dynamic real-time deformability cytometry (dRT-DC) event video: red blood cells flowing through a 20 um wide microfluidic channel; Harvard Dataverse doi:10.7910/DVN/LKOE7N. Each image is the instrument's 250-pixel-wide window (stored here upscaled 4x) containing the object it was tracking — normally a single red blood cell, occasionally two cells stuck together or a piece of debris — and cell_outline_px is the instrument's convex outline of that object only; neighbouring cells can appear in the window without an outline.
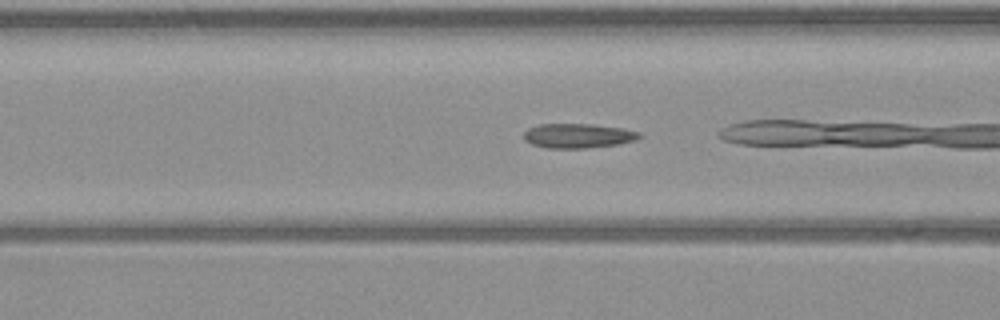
{"species": "common noctule bat (a hibernating species)", "species_latin": "Nyctalus noctula", "temperature_condition": "warm", "stored_images_in_passage": 28, "camera_frame_rate_fps": 3000, "um_per_image_px": 0.085, "animal": {"sex": "male", "body_mass_g": 23.1, "forearm_length_mm": 52.7}, "frame": {"image": 1, "passage_image": 17, "time_ms": 5.333, "image_size_px": [1000, 320], "cell_outline_px": [[644, 136], [636, 140], [620, 144], [588, 148], [548, 148], [532, 144], [524, 140], [524, 132], [528, 128], [540, 124], [592, 124], [624, 128], [640, 132]], "centroid_in_image_um": [49.18, 11.54], "position_along_channel_um": 117.4, "area_um2": 16.7}}
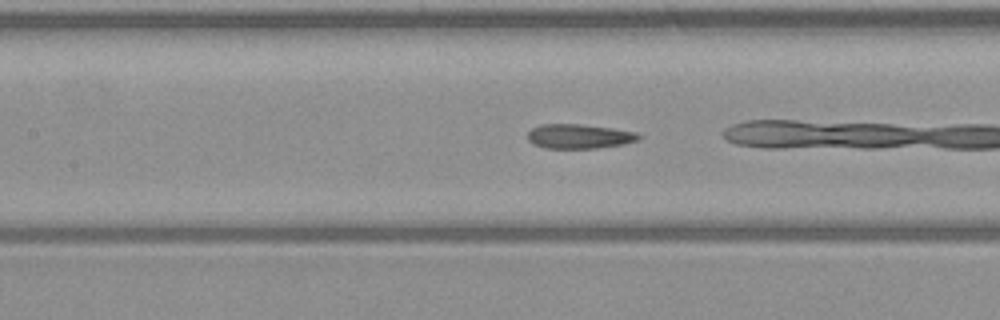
{"frame": {"image": 2, "passage_image": 20, "time_ms": 6.333, "image_size_px": [1000, 320], "cell_outline_px": [[644, 136], [640, 140], [624, 144], [596, 148], [544, 148], [532, 144], [528, 140], [528, 132], [532, 128], [540, 124], [580, 124], [612, 128], [636, 132]], "centroid_in_image_um": [49.25, 11.59], "position_along_channel_um": 158.2, "area_um2": 16.01}}
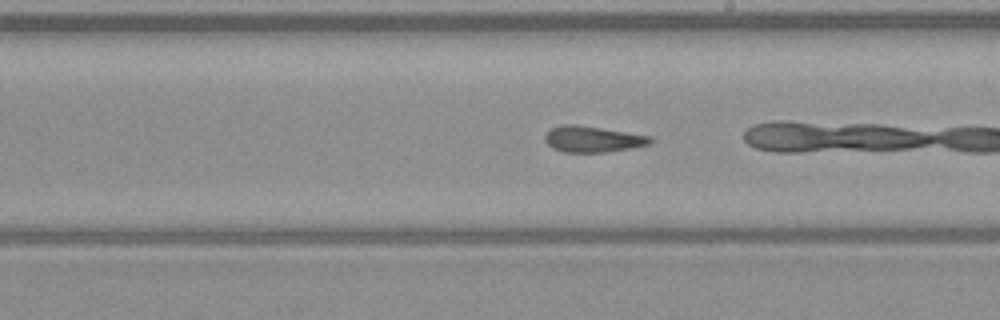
{"frame": {"image": 3, "passage_image": 26, "time_ms": 8.333, "image_size_px": [1000, 320], "cell_outline_px": [[652, 140], [648, 144], [632, 148], [608, 152], [564, 152], [552, 148], [544, 140], [544, 136], [552, 128], [560, 124], [572, 124], [600, 128], [652, 136]], "centroid_in_image_um": [50.35, 11.83], "position_along_channel_um": 238.6, "area_um2": 15.9}}